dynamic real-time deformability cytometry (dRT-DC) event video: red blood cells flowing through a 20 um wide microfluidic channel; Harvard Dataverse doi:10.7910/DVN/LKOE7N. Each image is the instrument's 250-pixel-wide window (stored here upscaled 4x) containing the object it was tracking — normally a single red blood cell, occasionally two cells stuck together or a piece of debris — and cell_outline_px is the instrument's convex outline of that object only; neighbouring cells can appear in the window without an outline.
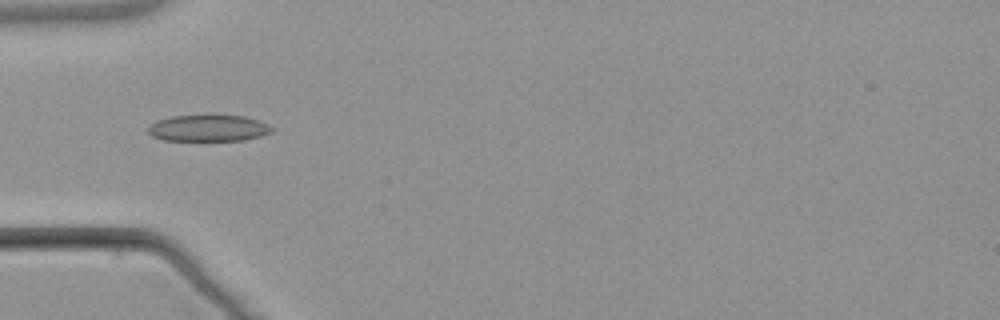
{"species": "common noctule bat (a hibernating species)", "species_latin": "Nyctalus noctula", "temperature_condition": "warm", "stored_images_in_passage": 5, "camera_frame_rate_fps": 3000, "um_per_image_px": 0.085, "animal": {"sex": "male", "body_mass_g": 21.5, "forearm_length_mm": 52.0}, "frame": {"image": 1, "passage_image": 3, "time_ms": 2.333, "image_size_px": [1000, 320], "cell_outline_px": [[272, 132], [260, 136], [244, 140], [164, 140], [152, 136], [148, 132], [148, 128], [156, 120], [172, 116], [244, 116], [260, 120], [268, 124], [272, 128]], "centroid_in_image_um": [17.72, 10.89], "position_along_channel_um": 67.3, "area_um2": 18.84}}
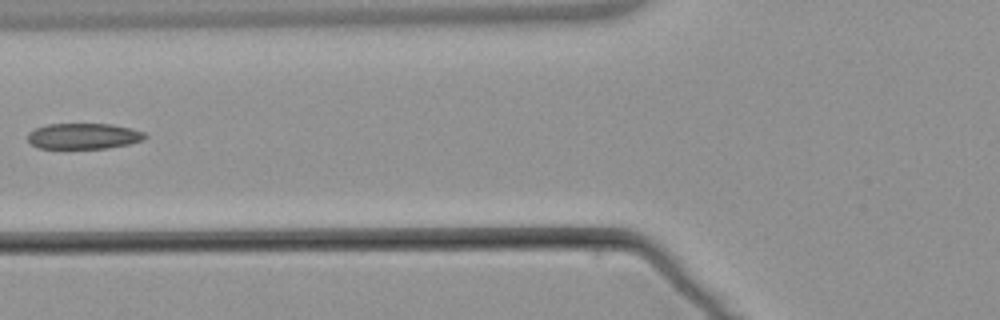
{"frame": {"image": 2, "passage_image": 4, "time_ms": 3.667, "image_size_px": [1000, 320], "cell_outline_px": [[148, 136], [144, 140], [128, 144], [108, 148], [36, 148], [28, 140], [28, 132], [36, 128], [48, 124], [112, 124], [132, 128], [144, 132]], "centroid_in_image_um": [7.13, 11.57], "position_along_channel_um": 118.7, "area_um2": 17.69}}